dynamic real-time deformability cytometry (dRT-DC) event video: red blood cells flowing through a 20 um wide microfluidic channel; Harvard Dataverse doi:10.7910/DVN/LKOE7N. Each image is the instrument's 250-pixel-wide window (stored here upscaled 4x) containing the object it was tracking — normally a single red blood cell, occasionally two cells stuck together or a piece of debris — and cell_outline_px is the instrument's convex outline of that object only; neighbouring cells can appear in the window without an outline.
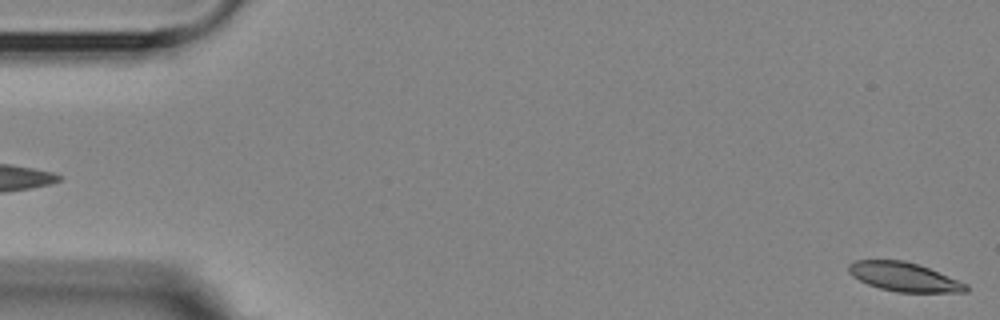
{"species": "Egyptian fruit bat (a non-hibernating species)", "species_latin": "Rousettus aegyptiacus", "temperature_condition": "room temperature", "stored_images_in_passage": 5, "segment_of_instrument_passage": [2, 2], "camera_frame_rate_fps": 3000, "um_per_image_px": 0.085, "animal": {"sex": "female"}, "frame": {"image": 1, "passage_image": 5, "time_ms": 4.667, "image_size_px": [1000, 320], "cell_outline_px": [[968, 292], [896, 292], [880, 288], [868, 284], [852, 276], [848, 272], [848, 264], [856, 260], [904, 260], [928, 268], [968, 284]], "centroid_in_image_um": [76.83, 23.54], "position_along_channel_um": 8.2, "area_um2": 19.65}}